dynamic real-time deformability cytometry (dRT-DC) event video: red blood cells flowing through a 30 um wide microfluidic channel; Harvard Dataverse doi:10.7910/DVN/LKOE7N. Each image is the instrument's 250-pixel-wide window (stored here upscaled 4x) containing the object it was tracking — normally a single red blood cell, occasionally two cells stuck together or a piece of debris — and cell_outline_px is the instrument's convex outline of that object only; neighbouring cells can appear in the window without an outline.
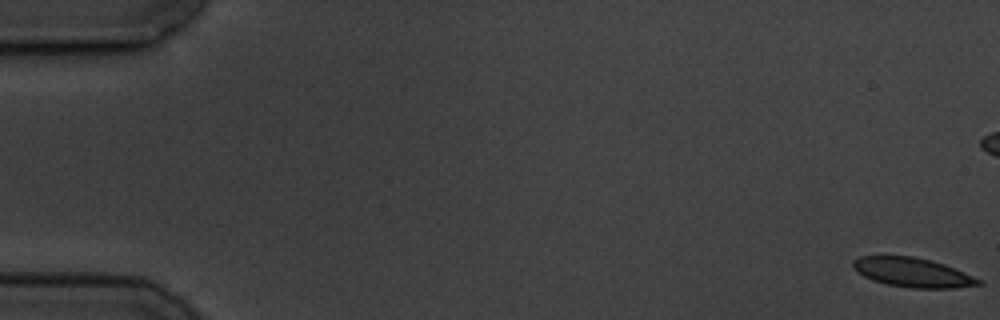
{"species": "common noctule bat (a hibernating species)", "species_latin": "Nyctalus noctula", "temperature_condition": "cold", "stored_images_in_passage": 17, "camera_frame_rate_fps": 3000, "um_per_image_px": 0.085, "animal": {"sex": "male", "body_mass_g": 19.5, "forearm_length_mm": 54.6}, "frame": {"image": 1, "passage_image": 1, "time_ms": 0.0, "image_size_px": [1000, 320], "cell_outline_px": [[984, 284], [956, 288], [912, 288], [888, 284], [872, 280], [856, 272], [852, 268], [852, 260], [860, 256], [912, 256], [944, 264], [964, 272], [980, 280]], "centroid_in_image_um": [77.53, 23.16], "position_along_channel_um": 7.5, "area_um2": 21.33}}
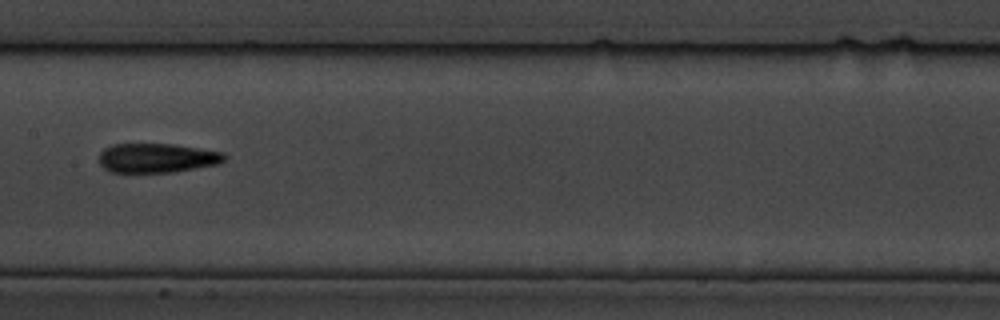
{"frame": {"image": 2, "passage_image": 10, "time_ms": 11.333, "image_size_px": [1000, 320], "cell_outline_px": [[228, 156], [220, 164], [176, 172], [112, 172], [104, 168], [100, 164], [100, 152], [104, 148], [112, 144], [172, 144], [224, 152]], "centroid_in_image_um": [13.38, 13.43], "position_along_channel_um": 194.0, "area_um2": 21.56}}
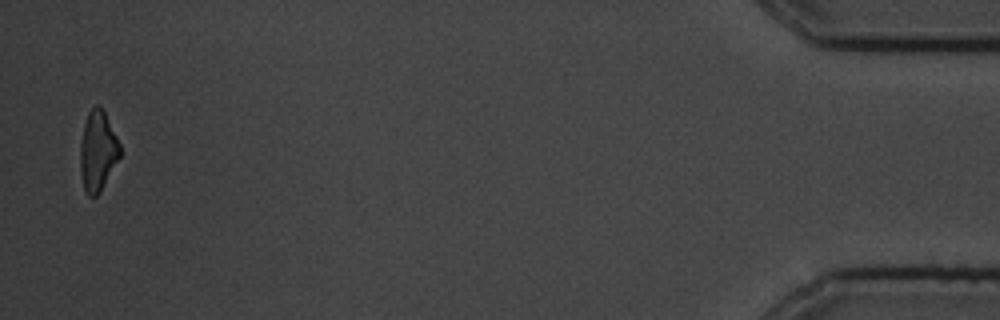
{"frame": {"image": 3, "passage_image": 17, "time_ms": 20.333, "image_size_px": [1000, 320], "cell_outline_px": [[120, 156], [100, 192], [96, 196], [88, 196], [84, 188], [80, 172], [80, 144], [84, 124], [88, 112], [96, 104], [100, 104], [104, 108], [120, 144]], "centroid_in_image_um": [8.31, 12.79], "position_along_channel_um": 426.9, "area_um2": 18.67}, "authors_computed_cell_mechanics": {"area_um2": 21.2704, "velocity_mm_per_s": 3.5411, "shape_relaxation_time_tau1_ms": 2.6695, "shape_relaxation_time_tau2_ms": 4.4226, "deformation_change_tau1": 0.1185, "deformation_change_tau2": 0.1609}}